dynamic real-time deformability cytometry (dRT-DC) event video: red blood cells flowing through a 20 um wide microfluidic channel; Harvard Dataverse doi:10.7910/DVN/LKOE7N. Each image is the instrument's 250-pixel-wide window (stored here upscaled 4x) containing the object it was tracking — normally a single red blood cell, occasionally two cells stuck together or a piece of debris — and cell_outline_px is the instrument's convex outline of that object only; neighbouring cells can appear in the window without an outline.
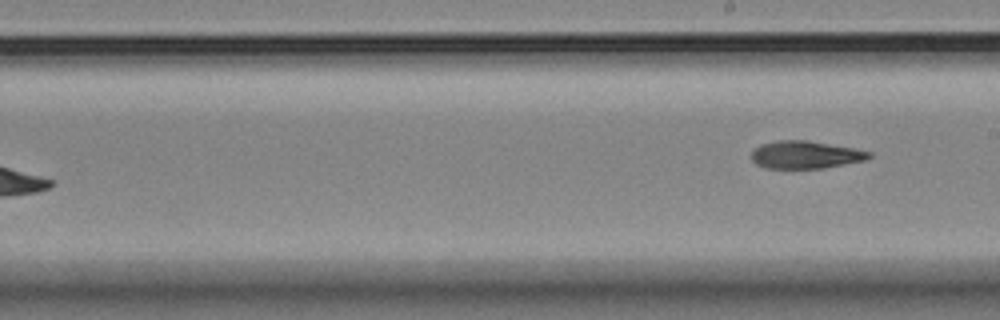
{"species": "Egyptian fruit bat (a non-hibernating species)", "species_latin": "Rousettus aegyptiacus", "temperature_condition": "room temperature", "stored_images_in_passage": 9, "segment_of_instrument_passage": [2, 2], "camera_frame_rate_fps": 3000, "um_per_image_px": 0.085, "animal": {"sex": "female"}, "frame": {"image": 1, "passage_image": 9, "time_ms": 10.667, "image_size_px": [1000, 320], "cell_outline_px": [[872, 156], [864, 160], [824, 168], [764, 168], [756, 164], [752, 160], [752, 152], [760, 144], [776, 140], [808, 140], [852, 148], [872, 152]], "centroid_in_image_um": [68.44, 13.15], "position_along_channel_um": 220.6, "area_um2": 18.84}}